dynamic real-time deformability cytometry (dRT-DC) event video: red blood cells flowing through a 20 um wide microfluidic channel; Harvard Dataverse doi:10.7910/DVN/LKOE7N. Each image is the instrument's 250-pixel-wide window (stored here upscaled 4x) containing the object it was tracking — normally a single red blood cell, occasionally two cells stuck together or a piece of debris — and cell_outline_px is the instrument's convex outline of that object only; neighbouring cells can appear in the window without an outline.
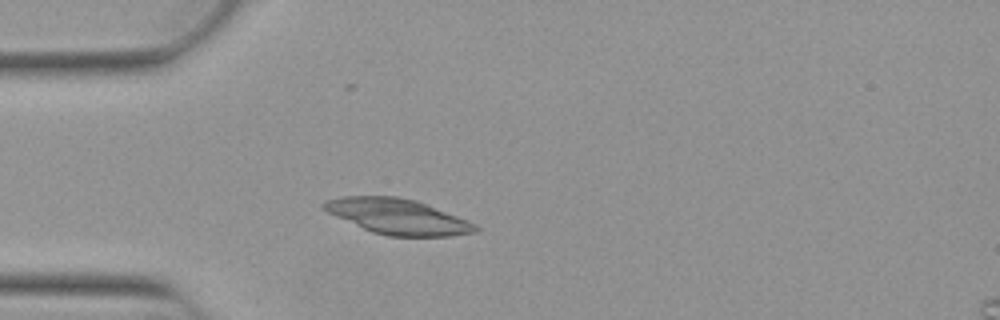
{"species": "Egyptian fruit bat (a non-hibernating species)", "species_latin": "Rousettus aegyptiacus", "temperature_condition": "warm", "stored_images_in_passage": 39, "camera_frame_rate_fps": 3000, "um_per_image_px": 0.085, "animal": {"sex": "female"}, "frame": {"image": 1, "passage_image": 7, "time_ms": 2.0, "image_size_px": [1000, 320], "cell_outline_px": [[480, 228], [476, 232], [452, 236], [388, 236], [372, 232], [336, 216], [320, 208], [320, 204], [324, 200], [340, 196], [396, 196], [416, 200], [476, 224]], "centroid_in_image_um": [33.76, 18.4], "position_along_channel_um": 51.2, "area_um2": 31.1}}
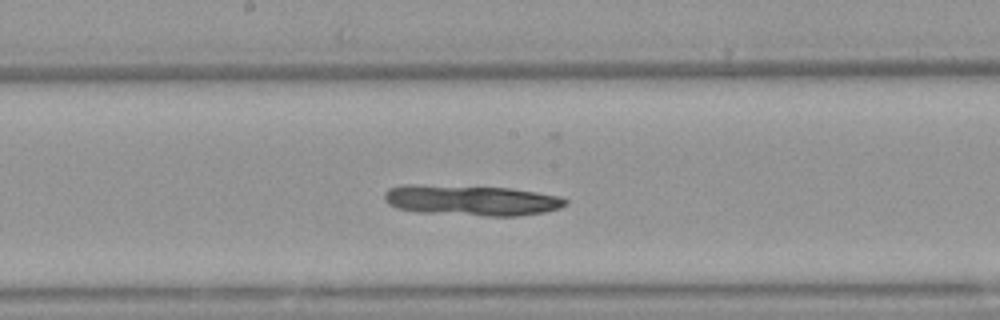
{"frame": {"image": 2, "passage_image": 20, "time_ms": 6.333, "image_size_px": [1000, 320], "cell_outline_px": [[568, 204], [560, 208], [544, 212], [520, 216], [484, 216], [416, 212], [396, 208], [388, 204], [384, 200], [384, 192], [388, 188], [404, 184], [416, 184], [512, 188], [560, 196], [568, 200]], "centroid_in_image_um": [40.04, 17.03], "position_along_channel_um": 208.2, "area_um2": 32.71}}
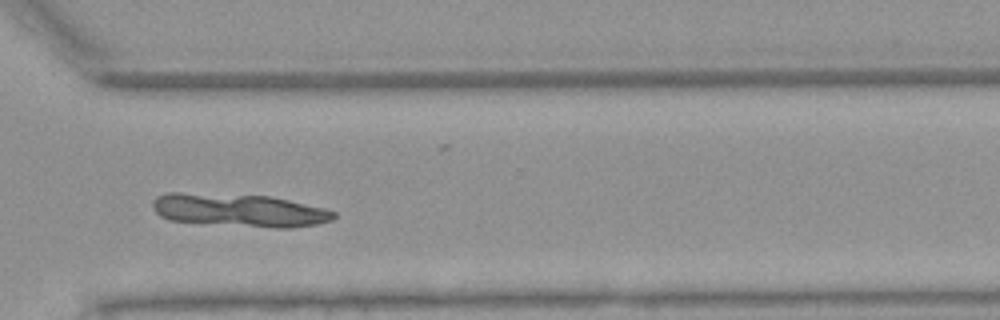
{"frame": {"image": 3, "passage_image": 31, "time_ms": 10.0, "image_size_px": [1000, 320], "cell_outline_px": [[336, 216], [332, 220], [316, 224], [288, 228], [276, 228], [168, 220], [160, 216], [156, 212], [152, 204], [156, 196], [168, 192], [180, 192], [272, 196], [324, 208], [336, 212]], "centroid_in_image_um": [20.33, 17.86], "position_along_channel_um": 350.3, "area_um2": 34.74}}